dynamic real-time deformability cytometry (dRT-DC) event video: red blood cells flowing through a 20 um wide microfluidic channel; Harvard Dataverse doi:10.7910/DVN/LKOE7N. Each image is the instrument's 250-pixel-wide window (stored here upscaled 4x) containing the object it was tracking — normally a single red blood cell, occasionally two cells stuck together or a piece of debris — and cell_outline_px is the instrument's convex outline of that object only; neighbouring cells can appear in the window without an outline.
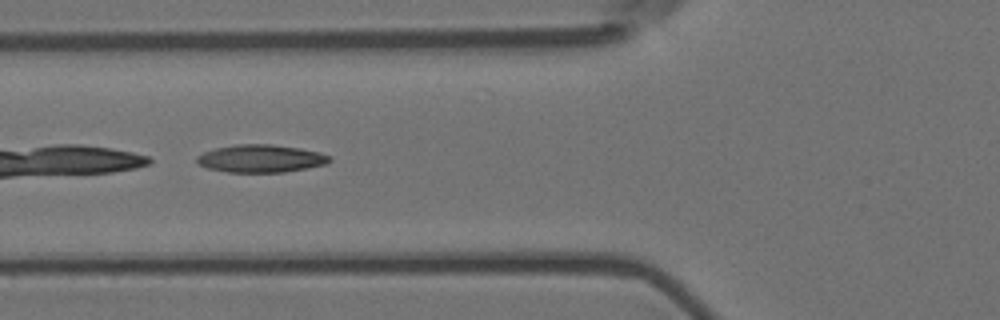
{"species": "Egyptian fruit bat (a non-hibernating species)", "species_latin": "Rousettus aegyptiacus", "temperature_condition": "room temperature", "stored_images_in_passage": 7, "camera_frame_rate_fps": 3000, "um_per_image_px": 0.085, "animal": {"sex": "female"}, "frame": {"image": 1, "passage_image": 6, "time_ms": 1.667, "image_size_px": [1000, 320], "cell_outline_px": [[332, 160], [328, 164], [308, 168], [284, 172], [228, 172], [208, 168], [196, 164], [196, 156], [204, 152], [216, 148], [236, 144], [272, 144], [300, 148], [320, 152], [332, 156]], "centroid_in_image_um": [22.2, 13.47], "position_along_channel_um": 103.6, "area_um2": 21.68}}
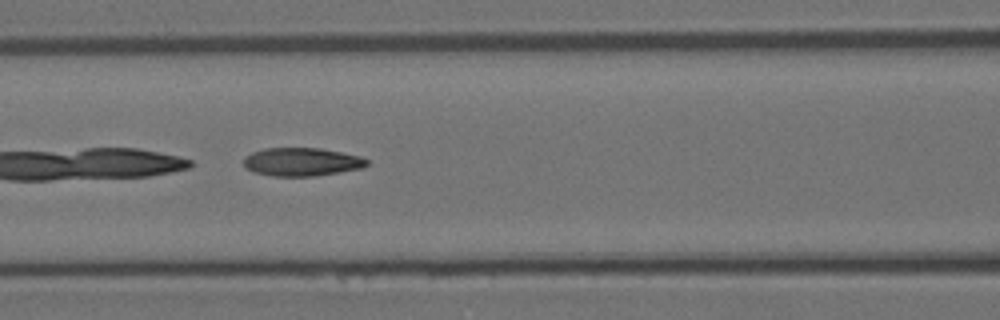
{"frame": {"image": 2, "passage_image": 7, "time_ms": 2.0, "image_size_px": [1000, 320], "cell_outline_px": [[368, 164], [364, 168], [316, 176], [272, 176], [252, 172], [244, 168], [244, 156], [252, 152], [264, 148], [320, 148], [360, 156], [368, 160]], "centroid_in_image_um": [25.62, 13.76], "position_along_channel_um": 141.0, "area_um2": 20.52}}